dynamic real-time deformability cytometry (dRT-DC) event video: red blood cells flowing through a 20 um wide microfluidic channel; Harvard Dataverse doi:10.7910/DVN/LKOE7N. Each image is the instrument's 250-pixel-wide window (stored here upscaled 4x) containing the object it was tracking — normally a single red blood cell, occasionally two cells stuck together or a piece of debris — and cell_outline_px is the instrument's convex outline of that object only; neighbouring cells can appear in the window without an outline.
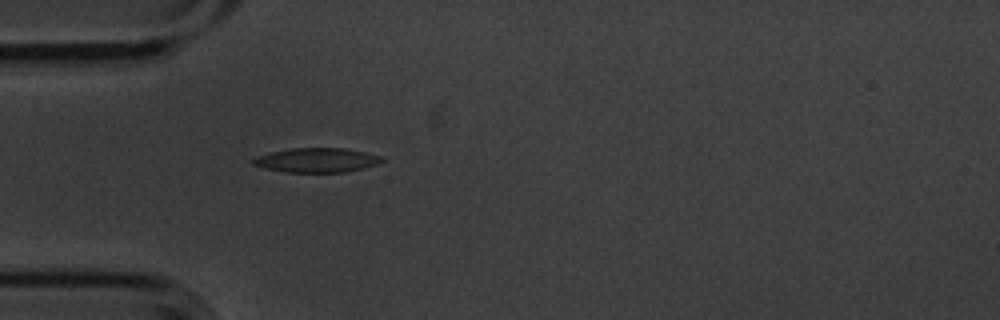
{"species": "common noctule bat (a hibernating species)", "species_latin": "Nyctalus noctula", "temperature_condition": "cold", "stored_images_in_passage": 4, "camera_frame_rate_fps": 3000, "um_per_image_px": 0.085, "animal": {"sex": "male", "body_mass_g": 20.1, "forearm_length_mm": 53.5}, "frame": {"image": 1, "passage_image": 4, "time_ms": 1.0, "image_size_px": [1000, 320], "cell_outline_px": [[384, 160], [376, 164], [364, 168], [344, 172], [288, 172], [264, 168], [252, 164], [252, 160], [256, 156], [272, 152], [292, 148], [344, 148], [364, 152], [380, 156]], "centroid_in_image_um": [26.9, 13.61], "position_along_channel_um": 58.1, "area_um2": 18.09}}